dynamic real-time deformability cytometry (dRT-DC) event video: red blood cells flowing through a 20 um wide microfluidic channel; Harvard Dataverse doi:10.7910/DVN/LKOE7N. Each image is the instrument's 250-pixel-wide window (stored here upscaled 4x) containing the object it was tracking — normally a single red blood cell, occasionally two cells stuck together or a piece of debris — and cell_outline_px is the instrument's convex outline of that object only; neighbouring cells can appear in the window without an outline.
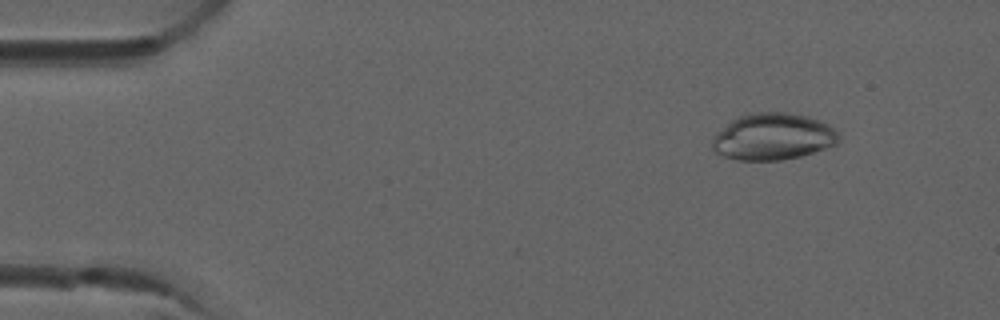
{"species": "common noctule bat (a hibernating species)", "species_latin": "Nyctalus noctula", "temperature_condition": "room temperature", "stored_images_in_passage": 8, "camera_frame_rate_fps": 3000, "um_per_image_px": 0.085, "animal": {"sex": "male", "forearm_length_mm": 52.5}, "frame": {"image": 1, "passage_image": 1, "time_ms": 0.0, "image_size_px": [1000, 320], "cell_outline_px": [[840, 140], [836, 144], [800, 156], [780, 160], [736, 160], [712, 152], [712, 140], [716, 132], [732, 120], [740, 116], [756, 112], [788, 112], [808, 116], [820, 120], [828, 124], [840, 132]], "centroid_in_image_um": [65.71, 11.61], "position_along_channel_um": 19.3, "area_um2": 34.62}}
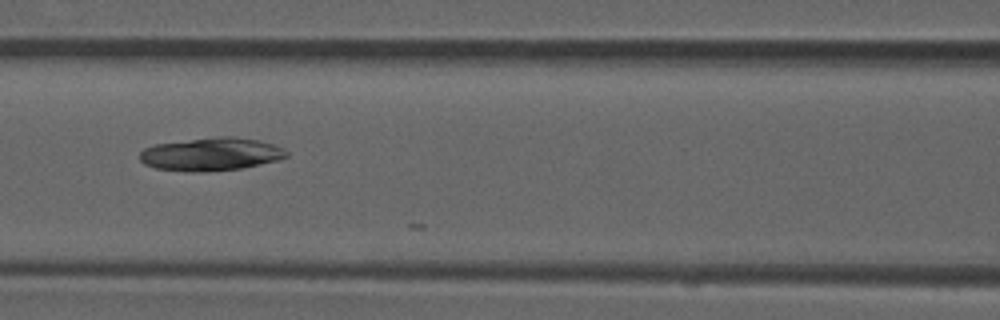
{"frame": {"image": 2, "passage_image": 6, "time_ms": 1.667, "image_size_px": [1000, 320], "cell_outline_px": [[288, 156], [276, 160], [240, 168], [192, 172], [188, 172], [156, 168], [144, 164], [140, 160], [140, 152], [144, 148], [152, 144], [216, 136], [236, 136], [260, 140], [272, 144], [288, 152]], "centroid_in_image_um": [17.88, 13.08], "position_along_channel_um": 148.7, "area_um2": 28.15}}
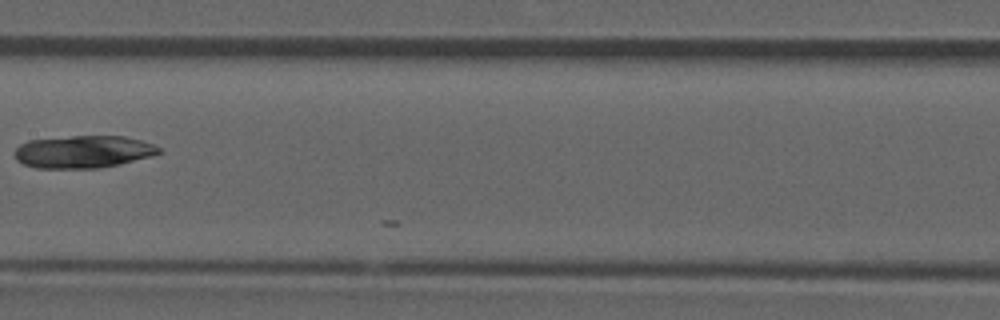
{"frame": {"image": 3, "passage_image": 7, "time_ms": 2.0, "image_size_px": [1000, 320], "cell_outline_px": [[164, 152], [152, 156], [120, 164], [100, 168], [36, 168], [24, 164], [16, 160], [12, 152], [20, 144], [28, 140], [72, 136], [124, 136], [140, 140], [152, 144], [160, 148]], "centroid_in_image_um": [7.06, 12.9], "position_along_channel_um": 200.3, "area_um2": 27.51}}